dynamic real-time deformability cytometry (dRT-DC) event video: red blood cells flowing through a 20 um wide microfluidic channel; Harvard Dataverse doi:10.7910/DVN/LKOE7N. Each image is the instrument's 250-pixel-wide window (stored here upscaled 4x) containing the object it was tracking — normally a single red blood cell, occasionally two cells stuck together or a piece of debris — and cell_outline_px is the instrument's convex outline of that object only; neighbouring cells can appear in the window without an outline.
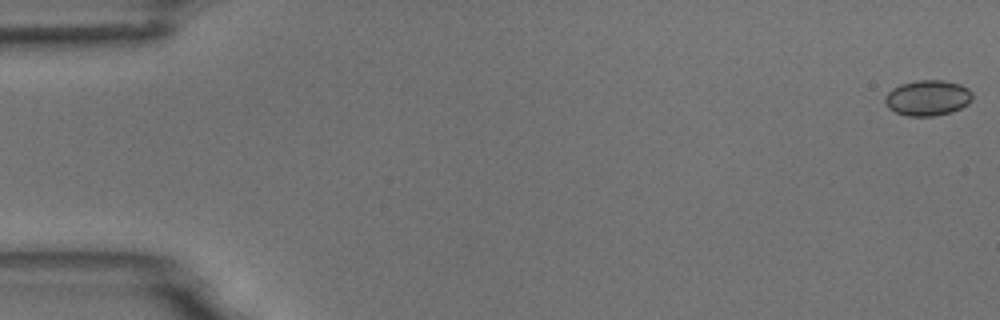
{"species": "common noctule bat (a hibernating species)", "species_latin": "Nyctalus noctula", "temperature_condition": "room temperature", "stored_images_in_passage": 6, "camera_frame_rate_fps": 3000, "um_per_image_px": 0.085, "animal": {"sex": "male", "body_mass_g": 18.8}, "frame": {"image": 1, "passage_image": 1, "time_ms": 0.0, "image_size_px": [1000, 320], "cell_outline_px": [[972, 100], [968, 104], [952, 112], [932, 116], [908, 116], [896, 112], [888, 108], [884, 100], [888, 92], [892, 88], [900, 84], [916, 80], [944, 80], [960, 84], [968, 88], [972, 92]], "centroid_in_image_um": [78.86, 8.31], "position_along_channel_um": 6.1, "area_um2": 18.21}}
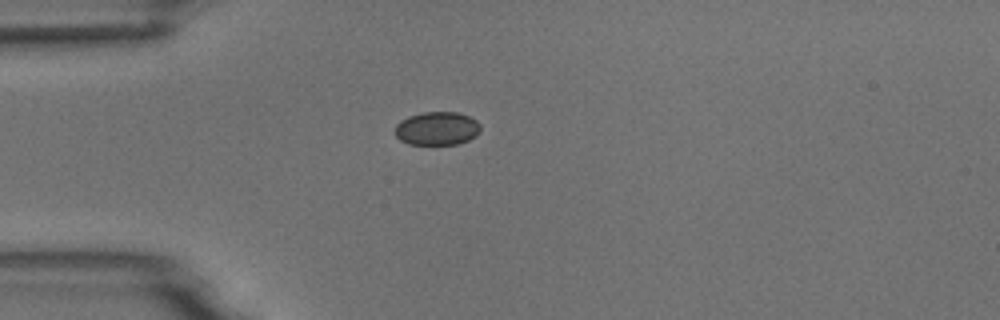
{"frame": {"image": 2, "passage_image": 5, "time_ms": 4.667, "image_size_px": [1000, 320], "cell_outline_px": [[480, 132], [476, 136], [468, 140], [456, 144], [408, 144], [400, 140], [396, 136], [396, 124], [400, 120], [408, 116], [424, 112], [456, 112], [468, 116], [476, 120], [480, 124]], "centroid_in_image_um": [37.15, 10.92], "position_along_channel_um": 47.9, "area_um2": 16.65}}